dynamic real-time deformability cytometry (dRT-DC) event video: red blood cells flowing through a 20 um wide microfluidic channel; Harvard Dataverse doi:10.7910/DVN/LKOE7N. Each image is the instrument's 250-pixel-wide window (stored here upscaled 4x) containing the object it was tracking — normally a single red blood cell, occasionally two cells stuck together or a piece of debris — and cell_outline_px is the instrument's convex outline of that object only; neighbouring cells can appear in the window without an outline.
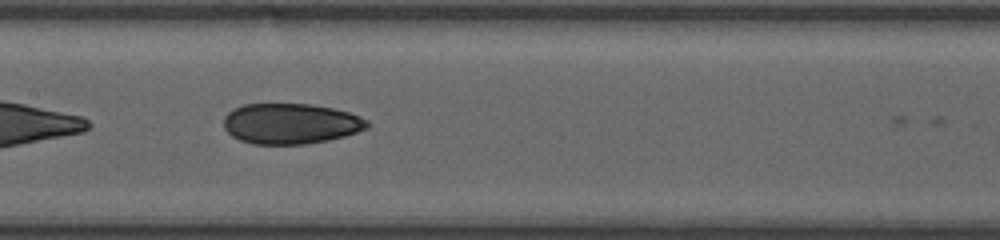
{"species": "human", "species_latin": "Homo sapiens", "temperature_condition": "room temperature", "stored_images_in_passage": 28, "camera_frame_rate_fps": 3000, "um_per_image_px": 0.085, "donor": {"sex": "female"}, "frame": {"image": 1, "passage_image": 9, "time_ms": 2.667, "image_size_px": [1000, 240], "cell_outline_px": [[368, 128], [344, 136], [328, 140], [304, 144], [252, 144], [240, 140], [232, 136], [224, 128], [224, 116], [232, 108], [244, 104], [312, 104], [332, 108], [348, 112], [360, 116], [368, 120]], "centroid_in_image_um": [24.68, 10.5], "position_along_channel_um": 182.7, "area_um2": 33.99}}